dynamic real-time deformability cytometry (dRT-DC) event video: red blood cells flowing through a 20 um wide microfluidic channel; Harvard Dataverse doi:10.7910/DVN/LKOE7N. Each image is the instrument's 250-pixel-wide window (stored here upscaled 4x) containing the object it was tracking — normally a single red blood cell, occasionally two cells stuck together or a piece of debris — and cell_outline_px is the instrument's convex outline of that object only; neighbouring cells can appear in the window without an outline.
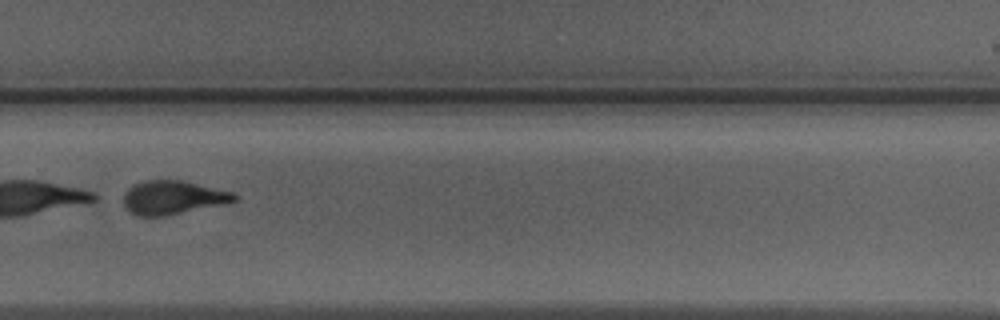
{"species": "Egyptian fruit bat (a non-hibernating species)", "species_latin": "Rousettus aegyptiacus", "temperature_condition": "warm", "stored_images_in_passage": 34, "camera_frame_rate_fps": 3000, "um_per_image_px": 0.085, "animal": {"sex": "male"}, "frame": {"image": 1, "passage_image": 20, "time_ms": 6.333, "image_size_px": [1000, 320], "cell_outline_px": [[240, 196], [236, 200], [228, 204], [164, 216], [136, 216], [124, 204], [124, 196], [128, 188], [144, 180], [180, 180], [232, 192]], "centroid_in_image_um": [14.74, 16.8], "position_along_channel_um": 315.1, "area_um2": 21.68}}